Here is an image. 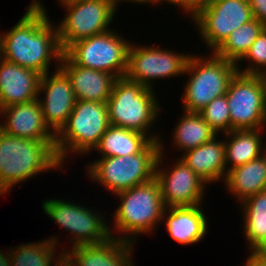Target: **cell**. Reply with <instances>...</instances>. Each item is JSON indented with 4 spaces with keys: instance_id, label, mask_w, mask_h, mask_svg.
Segmentation results:
<instances>
[{
    "instance_id": "1",
    "label": "cell",
    "mask_w": 266,
    "mask_h": 266,
    "mask_svg": "<svg viewBox=\"0 0 266 266\" xmlns=\"http://www.w3.org/2000/svg\"><path fill=\"white\" fill-rule=\"evenodd\" d=\"M41 2L32 0L22 18L2 34L0 57L42 76L49 73L54 60L60 63L63 51L56 24L53 25Z\"/></svg>"
},
{
    "instance_id": "35",
    "label": "cell",
    "mask_w": 266,
    "mask_h": 266,
    "mask_svg": "<svg viewBox=\"0 0 266 266\" xmlns=\"http://www.w3.org/2000/svg\"><path fill=\"white\" fill-rule=\"evenodd\" d=\"M166 1L168 4H173L179 6L181 8V0H147V3H152L153 5L163 3Z\"/></svg>"
},
{
    "instance_id": "33",
    "label": "cell",
    "mask_w": 266,
    "mask_h": 266,
    "mask_svg": "<svg viewBox=\"0 0 266 266\" xmlns=\"http://www.w3.org/2000/svg\"><path fill=\"white\" fill-rule=\"evenodd\" d=\"M0 266H11L10 254L8 250L7 254L6 251L4 252L0 250Z\"/></svg>"
},
{
    "instance_id": "39",
    "label": "cell",
    "mask_w": 266,
    "mask_h": 266,
    "mask_svg": "<svg viewBox=\"0 0 266 266\" xmlns=\"http://www.w3.org/2000/svg\"><path fill=\"white\" fill-rule=\"evenodd\" d=\"M264 89V98H263V102H264V115H265V122H266V87H263Z\"/></svg>"
},
{
    "instance_id": "2",
    "label": "cell",
    "mask_w": 266,
    "mask_h": 266,
    "mask_svg": "<svg viewBox=\"0 0 266 266\" xmlns=\"http://www.w3.org/2000/svg\"><path fill=\"white\" fill-rule=\"evenodd\" d=\"M55 142L8 135L0 130V196L40 173L63 168Z\"/></svg>"
},
{
    "instance_id": "38",
    "label": "cell",
    "mask_w": 266,
    "mask_h": 266,
    "mask_svg": "<svg viewBox=\"0 0 266 266\" xmlns=\"http://www.w3.org/2000/svg\"><path fill=\"white\" fill-rule=\"evenodd\" d=\"M262 80L263 87H266V68L258 74Z\"/></svg>"
},
{
    "instance_id": "8",
    "label": "cell",
    "mask_w": 266,
    "mask_h": 266,
    "mask_svg": "<svg viewBox=\"0 0 266 266\" xmlns=\"http://www.w3.org/2000/svg\"><path fill=\"white\" fill-rule=\"evenodd\" d=\"M110 29L71 44L63 53L78 66L123 78L127 70L130 42Z\"/></svg>"
},
{
    "instance_id": "41",
    "label": "cell",
    "mask_w": 266,
    "mask_h": 266,
    "mask_svg": "<svg viewBox=\"0 0 266 266\" xmlns=\"http://www.w3.org/2000/svg\"><path fill=\"white\" fill-rule=\"evenodd\" d=\"M259 254H260V255H266V250L261 251Z\"/></svg>"
},
{
    "instance_id": "21",
    "label": "cell",
    "mask_w": 266,
    "mask_h": 266,
    "mask_svg": "<svg viewBox=\"0 0 266 266\" xmlns=\"http://www.w3.org/2000/svg\"><path fill=\"white\" fill-rule=\"evenodd\" d=\"M181 156L180 159L206 184L225 180L227 170L223 139L215 137L208 143L185 151Z\"/></svg>"
},
{
    "instance_id": "36",
    "label": "cell",
    "mask_w": 266,
    "mask_h": 266,
    "mask_svg": "<svg viewBox=\"0 0 266 266\" xmlns=\"http://www.w3.org/2000/svg\"><path fill=\"white\" fill-rule=\"evenodd\" d=\"M113 2H114V4H115V6H116V9H118L117 7H119L118 6V3H121V1H124V2H126V0H112ZM130 1V3H139V4H146L147 3V0H127V2H129Z\"/></svg>"
},
{
    "instance_id": "10",
    "label": "cell",
    "mask_w": 266,
    "mask_h": 266,
    "mask_svg": "<svg viewBox=\"0 0 266 266\" xmlns=\"http://www.w3.org/2000/svg\"><path fill=\"white\" fill-rule=\"evenodd\" d=\"M63 8L67 14L56 25L63 52L76 41L110 30L118 12L112 0H84Z\"/></svg>"
},
{
    "instance_id": "31",
    "label": "cell",
    "mask_w": 266,
    "mask_h": 266,
    "mask_svg": "<svg viewBox=\"0 0 266 266\" xmlns=\"http://www.w3.org/2000/svg\"><path fill=\"white\" fill-rule=\"evenodd\" d=\"M211 0H181V8L188 15L193 17L201 8L206 6Z\"/></svg>"
},
{
    "instance_id": "29",
    "label": "cell",
    "mask_w": 266,
    "mask_h": 266,
    "mask_svg": "<svg viewBox=\"0 0 266 266\" xmlns=\"http://www.w3.org/2000/svg\"><path fill=\"white\" fill-rule=\"evenodd\" d=\"M202 118L217 133L225 134L231 131V120L228 100L225 95L216 97L200 112Z\"/></svg>"
},
{
    "instance_id": "6",
    "label": "cell",
    "mask_w": 266,
    "mask_h": 266,
    "mask_svg": "<svg viewBox=\"0 0 266 266\" xmlns=\"http://www.w3.org/2000/svg\"><path fill=\"white\" fill-rule=\"evenodd\" d=\"M190 55L184 75L190 77L183 90V111L199 113L216 97L225 95L230 81L238 72L237 64L217 56L214 52Z\"/></svg>"
},
{
    "instance_id": "30",
    "label": "cell",
    "mask_w": 266,
    "mask_h": 266,
    "mask_svg": "<svg viewBox=\"0 0 266 266\" xmlns=\"http://www.w3.org/2000/svg\"><path fill=\"white\" fill-rule=\"evenodd\" d=\"M248 60L246 68H240L242 64L237 65L239 73L258 75L266 68V28L261 32L257 39L250 46L248 52L240 60Z\"/></svg>"
},
{
    "instance_id": "34",
    "label": "cell",
    "mask_w": 266,
    "mask_h": 266,
    "mask_svg": "<svg viewBox=\"0 0 266 266\" xmlns=\"http://www.w3.org/2000/svg\"><path fill=\"white\" fill-rule=\"evenodd\" d=\"M252 266H266V260L260 254H252Z\"/></svg>"
},
{
    "instance_id": "13",
    "label": "cell",
    "mask_w": 266,
    "mask_h": 266,
    "mask_svg": "<svg viewBox=\"0 0 266 266\" xmlns=\"http://www.w3.org/2000/svg\"><path fill=\"white\" fill-rule=\"evenodd\" d=\"M226 97L229 104L231 131L266 127L264 89L259 75L237 72L230 81Z\"/></svg>"
},
{
    "instance_id": "20",
    "label": "cell",
    "mask_w": 266,
    "mask_h": 266,
    "mask_svg": "<svg viewBox=\"0 0 266 266\" xmlns=\"http://www.w3.org/2000/svg\"><path fill=\"white\" fill-rule=\"evenodd\" d=\"M203 205L165 208L162 222L176 242L183 245L195 244L207 234L208 220Z\"/></svg>"
},
{
    "instance_id": "37",
    "label": "cell",
    "mask_w": 266,
    "mask_h": 266,
    "mask_svg": "<svg viewBox=\"0 0 266 266\" xmlns=\"http://www.w3.org/2000/svg\"><path fill=\"white\" fill-rule=\"evenodd\" d=\"M59 1V4H61L62 6H67V5H70V4H73V3H77V2H81V1H84V0H58Z\"/></svg>"
},
{
    "instance_id": "42",
    "label": "cell",
    "mask_w": 266,
    "mask_h": 266,
    "mask_svg": "<svg viewBox=\"0 0 266 266\" xmlns=\"http://www.w3.org/2000/svg\"><path fill=\"white\" fill-rule=\"evenodd\" d=\"M1 42H2V34L0 33V48H1Z\"/></svg>"
},
{
    "instance_id": "32",
    "label": "cell",
    "mask_w": 266,
    "mask_h": 266,
    "mask_svg": "<svg viewBox=\"0 0 266 266\" xmlns=\"http://www.w3.org/2000/svg\"><path fill=\"white\" fill-rule=\"evenodd\" d=\"M253 17L266 26V0H249Z\"/></svg>"
},
{
    "instance_id": "15",
    "label": "cell",
    "mask_w": 266,
    "mask_h": 266,
    "mask_svg": "<svg viewBox=\"0 0 266 266\" xmlns=\"http://www.w3.org/2000/svg\"><path fill=\"white\" fill-rule=\"evenodd\" d=\"M59 65L56 64L55 72H47L40 77L38 90L44 121L55 135L67 122L77 101L70 79Z\"/></svg>"
},
{
    "instance_id": "5",
    "label": "cell",
    "mask_w": 266,
    "mask_h": 266,
    "mask_svg": "<svg viewBox=\"0 0 266 266\" xmlns=\"http://www.w3.org/2000/svg\"><path fill=\"white\" fill-rule=\"evenodd\" d=\"M160 152L159 140H153L138 154L99 157L87 165V174L114 195L153 180Z\"/></svg>"
},
{
    "instance_id": "23",
    "label": "cell",
    "mask_w": 266,
    "mask_h": 266,
    "mask_svg": "<svg viewBox=\"0 0 266 266\" xmlns=\"http://www.w3.org/2000/svg\"><path fill=\"white\" fill-rule=\"evenodd\" d=\"M262 130H232L225 133V164L227 172L259 158L266 152L265 143L262 141Z\"/></svg>"
},
{
    "instance_id": "22",
    "label": "cell",
    "mask_w": 266,
    "mask_h": 266,
    "mask_svg": "<svg viewBox=\"0 0 266 266\" xmlns=\"http://www.w3.org/2000/svg\"><path fill=\"white\" fill-rule=\"evenodd\" d=\"M224 183L227 191L240 203L258 192L266 191V152L257 159L230 169Z\"/></svg>"
},
{
    "instance_id": "16",
    "label": "cell",
    "mask_w": 266,
    "mask_h": 266,
    "mask_svg": "<svg viewBox=\"0 0 266 266\" xmlns=\"http://www.w3.org/2000/svg\"><path fill=\"white\" fill-rule=\"evenodd\" d=\"M133 246L110 237L99 244L75 246L70 250L64 247V266H134L131 258Z\"/></svg>"
},
{
    "instance_id": "24",
    "label": "cell",
    "mask_w": 266,
    "mask_h": 266,
    "mask_svg": "<svg viewBox=\"0 0 266 266\" xmlns=\"http://www.w3.org/2000/svg\"><path fill=\"white\" fill-rule=\"evenodd\" d=\"M242 204V205H241ZM243 233L251 254L266 250V191L258 192L240 203Z\"/></svg>"
},
{
    "instance_id": "26",
    "label": "cell",
    "mask_w": 266,
    "mask_h": 266,
    "mask_svg": "<svg viewBox=\"0 0 266 266\" xmlns=\"http://www.w3.org/2000/svg\"><path fill=\"white\" fill-rule=\"evenodd\" d=\"M177 126L172 132V142L179 151H187L208 143L217 136V133L202 118L200 113L183 111Z\"/></svg>"
},
{
    "instance_id": "17",
    "label": "cell",
    "mask_w": 266,
    "mask_h": 266,
    "mask_svg": "<svg viewBox=\"0 0 266 266\" xmlns=\"http://www.w3.org/2000/svg\"><path fill=\"white\" fill-rule=\"evenodd\" d=\"M5 121L0 123V130L8 135L55 142V134L46 125L38 99L31 102L14 104L0 109Z\"/></svg>"
},
{
    "instance_id": "4",
    "label": "cell",
    "mask_w": 266,
    "mask_h": 266,
    "mask_svg": "<svg viewBox=\"0 0 266 266\" xmlns=\"http://www.w3.org/2000/svg\"><path fill=\"white\" fill-rule=\"evenodd\" d=\"M154 91L125 77L117 78L106 102L110 125L143 133L152 141L160 140V135H154V131L152 135L149 133L161 108Z\"/></svg>"
},
{
    "instance_id": "11",
    "label": "cell",
    "mask_w": 266,
    "mask_h": 266,
    "mask_svg": "<svg viewBox=\"0 0 266 266\" xmlns=\"http://www.w3.org/2000/svg\"><path fill=\"white\" fill-rule=\"evenodd\" d=\"M249 0H211L192 18L202 42L214 52L241 25L253 20Z\"/></svg>"
},
{
    "instance_id": "14",
    "label": "cell",
    "mask_w": 266,
    "mask_h": 266,
    "mask_svg": "<svg viewBox=\"0 0 266 266\" xmlns=\"http://www.w3.org/2000/svg\"><path fill=\"white\" fill-rule=\"evenodd\" d=\"M161 140L163 139L159 140L161 152L157 160L155 178L160 184L165 208L202 205L207 184L180 158L171 168L167 166L162 169L166 150Z\"/></svg>"
},
{
    "instance_id": "3",
    "label": "cell",
    "mask_w": 266,
    "mask_h": 266,
    "mask_svg": "<svg viewBox=\"0 0 266 266\" xmlns=\"http://www.w3.org/2000/svg\"><path fill=\"white\" fill-rule=\"evenodd\" d=\"M115 195L119 198L120 205L114 210V227L110 228L109 225L111 237L135 244L137 240L134 237L147 232L153 233L156 226L162 223L165 206L156 178ZM115 231L121 233L120 236H113L112 232Z\"/></svg>"
},
{
    "instance_id": "40",
    "label": "cell",
    "mask_w": 266,
    "mask_h": 266,
    "mask_svg": "<svg viewBox=\"0 0 266 266\" xmlns=\"http://www.w3.org/2000/svg\"><path fill=\"white\" fill-rule=\"evenodd\" d=\"M242 266H252V254L251 253L247 257L246 263H244V265H242Z\"/></svg>"
},
{
    "instance_id": "25",
    "label": "cell",
    "mask_w": 266,
    "mask_h": 266,
    "mask_svg": "<svg viewBox=\"0 0 266 266\" xmlns=\"http://www.w3.org/2000/svg\"><path fill=\"white\" fill-rule=\"evenodd\" d=\"M151 142L143 133L110 125L94 150L100 152L101 157H123L141 153Z\"/></svg>"
},
{
    "instance_id": "18",
    "label": "cell",
    "mask_w": 266,
    "mask_h": 266,
    "mask_svg": "<svg viewBox=\"0 0 266 266\" xmlns=\"http://www.w3.org/2000/svg\"><path fill=\"white\" fill-rule=\"evenodd\" d=\"M41 75L0 57V109L38 99Z\"/></svg>"
},
{
    "instance_id": "7",
    "label": "cell",
    "mask_w": 266,
    "mask_h": 266,
    "mask_svg": "<svg viewBox=\"0 0 266 266\" xmlns=\"http://www.w3.org/2000/svg\"><path fill=\"white\" fill-rule=\"evenodd\" d=\"M109 126L106 103L77 100L67 122L55 135L60 163L64 165L72 153L84 155L94 151Z\"/></svg>"
},
{
    "instance_id": "9",
    "label": "cell",
    "mask_w": 266,
    "mask_h": 266,
    "mask_svg": "<svg viewBox=\"0 0 266 266\" xmlns=\"http://www.w3.org/2000/svg\"><path fill=\"white\" fill-rule=\"evenodd\" d=\"M71 202L50 198L42 203V209L47 216H50L56 225L72 234L69 239L72 241L70 248L103 243L111 237L109 224L105 222L106 217L80 203Z\"/></svg>"
},
{
    "instance_id": "28",
    "label": "cell",
    "mask_w": 266,
    "mask_h": 266,
    "mask_svg": "<svg viewBox=\"0 0 266 266\" xmlns=\"http://www.w3.org/2000/svg\"><path fill=\"white\" fill-rule=\"evenodd\" d=\"M265 28L264 24L254 18L233 31L214 53L238 65L248 52L250 46Z\"/></svg>"
},
{
    "instance_id": "27",
    "label": "cell",
    "mask_w": 266,
    "mask_h": 266,
    "mask_svg": "<svg viewBox=\"0 0 266 266\" xmlns=\"http://www.w3.org/2000/svg\"><path fill=\"white\" fill-rule=\"evenodd\" d=\"M57 239L55 235L47 240L14 246L15 249H9L11 266H53L54 262L64 263V253L60 251L57 258L54 253L58 246Z\"/></svg>"
},
{
    "instance_id": "19",
    "label": "cell",
    "mask_w": 266,
    "mask_h": 266,
    "mask_svg": "<svg viewBox=\"0 0 266 266\" xmlns=\"http://www.w3.org/2000/svg\"><path fill=\"white\" fill-rule=\"evenodd\" d=\"M59 68L68 76L76 100L106 103L115 80L112 74L75 65L64 53Z\"/></svg>"
},
{
    "instance_id": "12",
    "label": "cell",
    "mask_w": 266,
    "mask_h": 266,
    "mask_svg": "<svg viewBox=\"0 0 266 266\" xmlns=\"http://www.w3.org/2000/svg\"><path fill=\"white\" fill-rule=\"evenodd\" d=\"M191 54L160 48L130 44L125 78L154 89L152 81L183 76ZM181 74V75H180Z\"/></svg>"
}]
</instances>
